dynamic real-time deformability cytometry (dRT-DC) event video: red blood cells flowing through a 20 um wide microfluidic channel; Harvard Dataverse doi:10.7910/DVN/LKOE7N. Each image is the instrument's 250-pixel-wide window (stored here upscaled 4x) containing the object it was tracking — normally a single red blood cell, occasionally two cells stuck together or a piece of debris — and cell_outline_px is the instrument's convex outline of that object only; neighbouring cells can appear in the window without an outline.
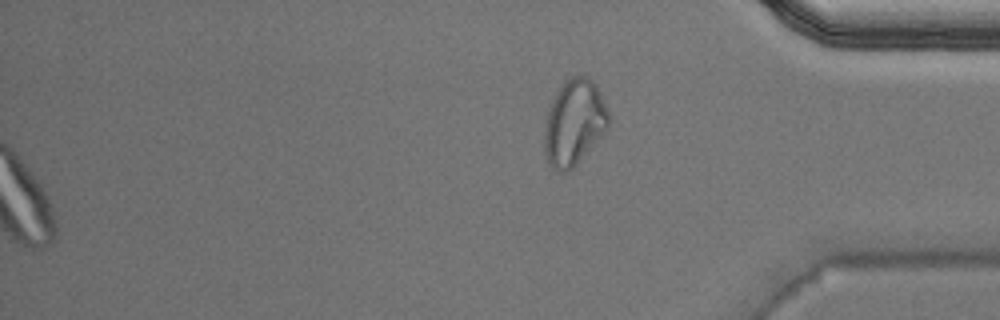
{"species": "Egyptian fruit bat (a non-hibernating species)", "species_latin": "Rousettus aegyptiacus", "temperature_condition": "warm", "stored_images_in_passage": 41, "segment_of_instrument_passage": [2, 2], "camera_frame_rate_fps": 3000, "um_per_image_px": 0.085, "animal": {"sex": "male"}, "frame": {"image": 1, "passage_image": 41, "time_ms": 13.333, "image_size_px": [1000, 320], "cell_outline_px": [[608, 128], [576, 164], [568, 172], [556, 172], [548, 164], [544, 152], [544, 132], [548, 112], [552, 100], [560, 88], [572, 76], [588, 76], [596, 84], [600, 92], [608, 112]], "centroid_in_image_um": [48.79, 10.45], "position_along_channel_um": 386.4, "area_um2": 31.67}}